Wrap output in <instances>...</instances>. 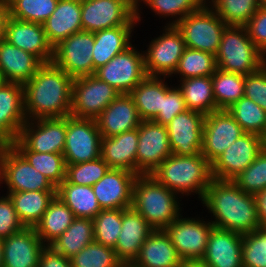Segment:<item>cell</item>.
Masks as SVG:
<instances>
[{"label":"cell","instance_id":"94428289","mask_svg":"<svg viewBox=\"0 0 266 267\" xmlns=\"http://www.w3.org/2000/svg\"><path fill=\"white\" fill-rule=\"evenodd\" d=\"M0 267H3V238L0 237Z\"/></svg>","mask_w":266,"mask_h":267},{"label":"cell","instance_id":"f546056e","mask_svg":"<svg viewBox=\"0 0 266 267\" xmlns=\"http://www.w3.org/2000/svg\"><path fill=\"white\" fill-rule=\"evenodd\" d=\"M182 259L165 230H154L144 241L134 264L138 267H180Z\"/></svg>","mask_w":266,"mask_h":267},{"label":"cell","instance_id":"6da1fadb","mask_svg":"<svg viewBox=\"0 0 266 267\" xmlns=\"http://www.w3.org/2000/svg\"><path fill=\"white\" fill-rule=\"evenodd\" d=\"M202 203L213 214L214 227L245 235L261 227L256 195L247 194L232 180L212 179Z\"/></svg>","mask_w":266,"mask_h":267},{"label":"cell","instance_id":"d6a6232c","mask_svg":"<svg viewBox=\"0 0 266 267\" xmlns=\"http://www.w3.org/2000/svg\"><path fill=\"white\" fill-rule=\"evenodd\" d=\"M60 198L77 218L94 219L102 210L92 186L76 185L66 179L56 188Z\"/></svg>","mask_w":266,"mask_h":267},{"label":"cell","instance_id":"1f68e13d","mask_svg":"<svg viewBox=\"0 0 266 267\" xmlns=\"http://www.w3.org/2000/svg\"><path fill=\"white\" fill-rule=\"evenodd\" d=\"M24 227H35L43 217L56 191H22L7 194Z\"/></svg>","mask_w":266,"mask_h":267},{"label":"cell","instance_id":"603a6c76","mask_svg":"<svg viewBox=\"0 0 266 267\" xmlns=\"http://www.w3.org/2000/svg\"><path fill=\"white\" fill-rule=\"evenodd\" d=\"M45 247L35 227H24L3 238V267H38Z\"/></svg>","mask_w":266,"mask_h":267},{"label":"cell","instance_id":"74e56055","mask_svg":"<svg viewBox=\"0 0 266 267\" xmlns=\"http://www.w3.org/2000/svg\"><path fill=\"white\" fill-rule=\"evenodd\" d=\"M93 241V220L76 217L67 230L50 247L70 259Z\"/></svg>","mask_w":266,"mask_h":267},{"label":"cell","instance_id":"4fadbf2b","mask_svg":"<svg viewBox=\"0 0 266 267\" xmlns=\"http://www.w3.org/2000/svg\"><path fill=\"white\" fill-rule=\"evenodd\" d=\"M101 139L95 119L67 116V132L63 151L65 164H77L99 158Z\"/></svg>","mask_w":266,"mask_h":267},{"label":"cell","instance_id":"4316f807","mask_svg":"<svg viewBox=\"0 0 266 267\" xmlns=\"http://www.w3.org/2000/svg\"><path fill=\"white\" fill-rule=\"evenodd\" d=\"M43 27L53 48L72 34L83 31L81 0H59L55 11L43 23Z\"/></svg>","mask_w":266,"mask_h":267},{"label":"cell","instance_id":"277c9868","mask_svg":"<svg viewBox=\"0 0 266 267\" xmlns=\"http://www.w3.org/2000/svg\"><path fill=\"white\" fill-rule=\"evenodd\" d=\"M175 192L158 183L151 175L134 180L132 207L155 229L164 230L181 216Z\"/></svg>","mask_w":266,"mask_h":267},{"label":"cell","instance_id":"e575fe53","mask_svg":"<svg viewBox=\"0 0 266 267\" xmlns=\"http://www.w3.org/2000/svg\"><path fill=\"white\" fill-rule=\"evenodd\" d=\"M147 76L130 93L142 121H152L163 104V79Z\"/></svg>","mask_w":266,"mask_h":267},{"label":"cell","instance_id":"ba28073f","mask_svg":"<svg viewBox=\"0 0 266 267\" xmlns=\"http://www.w3.org/2000/svg\"><path fill=\"white\" fill-rule=\"evenodd\" d=\"M0 181L8 192L56 191V187L12 146L5 145L0 156Z\"/></svg>","mask_w":266,"mask_h":267},{"label":"cell","instance_id":"7dc6e473","mask_svg":"<svg viewBox=\"0 0 266 267\" xmlns=\"http://www.w3.org/2000/svg\"><path fill=\"white\" fill-rule=\"evenodd\" d=\"M247 194L257 195L266 189V152L262 150L257 158L232 180Z\"/></svg>","mask_w":266,"mask_h":267},{"label":"cell","instance_id":"4dcf8cb0","mask_svg":"<svg viewBox=\"0 0 266 267\" xmlns=\"http://www.w3.org/2000/svg\"><path fill=\"white\" fill-rule=\"evenodd\" d=\"M135 26H116L94 32L95 42L92 51L94 73L107 64L117 54L125 51L132 44L131 33Z\"/></svg>","mask_w":266,"mask_h":267},{"label":"cell","instance_id":"7bdbcfd3","mask_svg":"<svg viewBox=\"0 0 266 267\" xmlns=\"http://www.w3.org/2000/svg\"><path fill=\"white\" fill-rule=\"evenodd\" d=\"M59 0H8L9 16L43 24L55 11Z\"/></svg>","mask_w":266,"mask_h":267},{"label":"cell","instance_id":"836d02e7","mask_svg":"<svg viewBox=\"0 0 266 267\" xmlns=\"http://www.w3.org/2000/svg\"><path fill=\"white\" fill-rule=\"evenodd\" d=\"M75 215L57 196L51 201L40 222L35 226L37 235L50 246L73 223Z\"/></svg>","mask_w":266,"mask_h":267},{"label":"cell","instance_id":"5b68a950","mask_svg":"<svg viewBox=\"0 0 266 267\" xmlns=\"http://www.w3.org/2000/svg\"><path fill=\"white\" fill-rule=\"evenodd\" d=\"M215 57L220 70L244 76L266 64V56L250 40L245 26H226Z\"/></svg>","mask_w":266,"mask_h":267},{"label":"cell","instance_id":"680465c9","mask_svg":"<svg viewBox=\"0 0 266 267\" xmlns=\"http://www.w3.org/2000/svg\"><path fill=\"white\" fill-rule=\"evenodd\" d=\"M180 267H208L202 260H182Z\"/></svg>","mask_w":266,"mask_h":267},{"label":"cell","instance_id":"8d00e7d4","mask_svg":"<svg viewBox=\"0 0 266 267\" xmlns=\"http://www.w3.org/2000/svg\"><path fill=\"white\" fill-rule=\"evenodd\" d=\"M11 145L56 188L66 179V164L63 154L33 152L28 150L18 139Z\"/></svg>","mask_w":266,"mask_h":267},{"label":"cell","instance_id":"be15d7a7","mask_svg":"<svg viewBox=\"0 0 266 267\" xmlns=\"http://www.w3.org/2000/svg\"><path fill=\"white\" fill-rule=\"evenodd\" d=\"M120 267H138L133 262L132 263H121Z\"/></svg>","mask_w":266,"mask_h":267},{"label":"cell","instance_id":"60d3db41","mask_svg":"<svg viewBox=\"0 0 266 267\" xmlns=\"http://www.w3.org/2000/svg\"><path fill=\"white\" fill-rule=\"evenodd\" d=\"M216 69L217 64L214 54L186 47L173 74H180V80H183L212 76Z\"/></svg>","mask_w":266,"mask_h":267},{"label":"cell","instance_id":"db71d44e","mask_svg":"<svg viewBox=\"0 0 266 267\" xmlns=\"http://www.w3.org/2000/svg\"><path fill=\"white\" fill-rule=\"evenodd\" d=\"M245 28L250 40L266 56V8L259 7Z\"/></svg>","mask_w":266,"mask_h":267},{"label":"cell","instance_id":"ab89813d","mask_svg":"<svg viewBox=\"0 0 266 267\" xmlns=\"http://www.w3.org/2000/svg\"><path fill=\"white\" fill-rule=\"evenodd\" d=\"M208 3L227 26H245L260 7L259 0H211Z\"/></svg>","mask_w":266,"mask_h":267},{"label":"cell","instance_id":"11a10c76","mask_svg":"<svg viewBox=\"0 0 266 267\" xmlns=\"http://www.w3.org/2000/svg\"><path fill=\"white\" fill-rule=\"evenodd\" d=\"M38 267H72L71 260L46 246L41 252Z\"/></svg>","mask_w":266,"mask_h":267},{"label":"cell","instance_id":"ac0fdd59","mask_svg":"<svg viewBox=\"0 0 266 267\" xmlns=\"http://www.w3.org/2000/svg\"><path fill=\"white\" fill-rule=\"evenodd\" d=\"M244 133L227 110L213 111L204 118L201 154L212 164Z\"/></svg>","mask_w":266,"mask_h":267},{"label":"cell","instance_id":"cb8c5ba5","mask_svg":"<svg viewBox=\"0 0 266 267\" xmlns=\"http://www.w3.org/2000/svg\"><path fill=\"white\" fill-rule=\"evenodd\" d=\"M155 229L133 207L122 209V226L116 246L117 258L132 263L138 257L144 241Z\"/></svg>","mask_w":266,"mask_h":267},{"label":"cell","instance_id":"bcb514c9","mask_svg":"<svg viewBox=\"0 0 266 267\" xmlns=\"http://www.w3.org/2000/svg\"><path fill=\"white\" fill-rule=\"evenodd\" d=\"M110 169L101 158L77 164L66 165V180L71 184L93 186Z\"/></svg>","mask_w":266,"mask_h":267},{"label":"cell","instance_id":"d4e9b609","mask_svg":"<svg viewBox=\"0 0 266 267\" xmlns=\"http://www.w3.org/2000/svg\"><path fill=\"white\" fill-rule=\"evenodd\" d=\"M242 235L213 227L202 261L208 267H243Z\"/></svg>","mask_w":266,"mask_h":267},{"label":"cell","instance_id":"7a4b0ae2","mask_svg":"<svg viewBox=\"0 0 266 267\" xmlns=\"http://www.w3.org/2000/svg\"><path fill=\"white\" fill-rule=\"evenodd\" d=\"M23 86L27 120L71 115L73 78L52 62L43 64Z\"/></svg>","mask_w":266,"mask_h":267},{"label":"cell","instance_id":"816d5d0a","mask_svg":"<svg viewBox=\"0 0 266 267\" xmlns=\"http://www.w3.org/2000/svg\"><path fill=\"white\" fill-rule=\"evenodd\" d=\"M244 96L266 111V64L245 76Z\"/></svg>","mask_w":266,"mask_h":267},{"label":"cell","instance_id":"44dd1931","mask_svg":"<svg viewBox=\"0 0 266 267\" xmlns=\"http://www.w3.org/2000/svg\"><path fill=\"white\" fill-rule=\"evenodd\" d=\"M26 120L24 86L5 82L0 87V140L11 145Z\"/></svg>","mask_w":266,"mask_h":267},{"label":"cell","instance_id":"8992f818","mask_svg":"<svg viewBox=\"0 0 266 267\" xmlns=\"http://www.w3.org/2000/svg\"><path fill=\"white\" fill-rule=\"evenodd\" d=\"M175 26L182 33L186 47L216 55L227 25L207 3Z\"/></svg>","mask_w":266,"mask_h":267},{"label":"cell","instance_id":"91938a15","mask_svg":"<svg viewBox=\"0 0 266 267\" xmlns=\"http://www.w3.org/2000/svg\"><path fill=\"white\" fill-rule=\"evenodd\" d=\"M132 7H134L136 10H138V8H139V4H140V2L141 1H143L144 2V0H126Z\"/></svg>","mask_w":266,"mask_h":267},{"label":"cell","instance_id":"52a82bcc","mask_svg":"<svg viewBox=\"0 0 266 267\" xmlns=\"http://www.w3.org/2000/svg\"><path fill=\"white\" fill-rule=\"evenodd\" d=\"M136 10L126 0L81 1L83 31L97 32L116 26H134L141 21Z\"/></svg>","mask_w":266,"mask_h":267},{"label":"cell","instance_id":"2e32d148","mask_svg":"<svg viewBox=\"0 0 266 267\" xmlns=\"http://www.w3.org/2000/svg\"><path fill=\"white\" fill-rule=\"evenodd\" d=\"M66 132L67 116L26 120L17 139L33 152L63 154Z\"/></svg>","mask_w":266,"mask_h":267},{"label":"cell","instance_id":"7402d4cb","mask_svg":"<svg viewBox=\"0 0 266 267\" xmlns=\"http://www.w3.org/2000/svg\"><path fill=\"white\" fill-rule=\"evenodd\" d=\"M137 176V174L124 169L110 168L92 186L101 209H126L132 207L133 185Z\"/></svg>","mask_w":266,"mask_h":267},{"label":"cell","instance_id":"e7e4bbea","mask_svg":"<svg viewBox=\"0 0 266 267\" xmlns=\"http://www.w3.org/2000/svg\"><path fill=\"white\" fill-rule=\"evenodd\" d=\"M260 7L266 8V0H259Z\"/></svg>","mask_w":266,"mask_h":267},{"label":"cell","instance_id":"83f0119b","mask_svg":"<svg viewBox=\"0 0 266 267\" xmlns=\"http://www.w3.org/2000/svg\"><path fill=\"white\" fill-rule=\"evenodd\" d=\"M42 65L31 53L13 46L5 39L0 42V72L5 82L24 85Z\"/></svg>","mask_w":266,"mask_h":267},{"label":"cell","instance_id":"6125c7cd","mask_svg":"<svg viewBox=\"0 0 266 267\" xmlns=\"http://www.w3.org/2000/svg\"><path fill=\"white\" fill-rule=\"evenodd\" d=\"M262 148L266 152V132L262 135Z\"/></svg>","mask_w":266,"mask_h":267},{"label":"cell","instance_id":"f6af8a7d","mask_svg":"<svg viewBox=\"0 0 266 267\" xmlns=\"http://www.w3.org/2000/svg\"><path fill=\"white\" fill-rule=\"evenodd\" d=\"M93 220L94 241L115 248L122 226V209L101 210Z\"/></svg>","mask_w":266,"mask_h":267},{"label":"cell","instance_id":"003e7915","mask_svg":"<svg viewBox=\"0 0 266 267\" xmlns=\"http://www.w3.org/2000/svg\"><path fill=\"white\" fill-rule=\"evenodd\" d=\"M5 144L0 140V156Z\"/></svg>","mask_w":266,"mask_h":267},{"label":"cell","instance_id":"3957f363","mask_svg":"<svg viewBox=\"0 0 266 267\" xmlns=\"http://www.w3.org/2000/svg\"><path fill=\"white\" fill-rule=\"evenodd\" d=\"M150 175L176 194L198 193L200 200L213 179L211 164L201 153L193 156L172 154Z\"/></svg>","mask_w":266,"mask_h":267},{"label":"cell","instance_id":"5bb4252c","mask_svg":"<svg viewBox=\"0 0 266 267\" xmlns=\"http://www.w3.org/2000/svg\"><path fill=\"white\" fill-rule=\"evenodd\" d=\"M138 129L136 174L150 175L173 154L166 126L154 121H142Z\"/></svg>","mask_w":266,"mask_h":267},{"label":"cell","instance_id":"f907efd6","mask_svg":"<svg viewBox=\"0 0 266 267\" xmlns=\"http://www.w3.org/2000/svg\"><path fill=\"white\" fill-rule=\"evenodd\" d=\"M163 79V104L162 110L152 120L163 126H167L170 121L179 113L187 110L182 91L177 87L167 86Z\"/></svg>","mask_w":266,"mask_h":267},{"label":"cell","instance_id":"f5cc1de1","mask_svg":"<svg viewBox=\"0 0 266 267\" xmlns=\"http://www.w3.org/2000/svg\"><path fill=\"white\" fill-rule=\"evenodd\" d=\"M23 228L12 201L8 196L0 197V237H9Z\"/></svg>","mask_w":266,"mask_h":267},{"label":"cell","instance_id":"7c38bea8","mask_svg":"<svg viewBox=\"0 0 266 267\" xmlns=\"http://www.w3.org/2000/svg\"><path fill=\"white\" fill-rule=\"evenodd\" d=\"M94 42L93 32L74 33L53 48L52 63L73 79L94 75L92 59Z\"/></svg>","mask_w":266,"mask_h":267},{"label":"cell","instance_id":"d6986e66","mask_svg":"<svg viewBox=\"0 0 266 267\" xmlns=\"http://www.w3.org/2000/svg\"><path fill=\"white\" fill-rule=\"evenodd\" d=\"M205 115L185 110L166 126L173 154L193 156L201 153Z\"/></svg>","mask_w":266,"mask_h":267},{"label":"cell","instance_id":"c3c4849f","mask_svg":"<svg viewBox=\"0 0 266 267\" xmlns=\"http://www.w3.org/2000/svg\"><path fill=\"white\" fill-rule=\"evenodd\" d=\"M243 267H266V228L242 235Z\"/></svg>","mask_w":266,"mask_h":267},{"label":"cell","instance_id":"6f0895ef","mask_svg":"<svg viewBox=\"0 0 266 267\" xmlns=\"http://www.w3.org/2000/svg\"><path fill=\"white\" fill-rule=\"evenodd\" d=\"M9 17L8 0H0V42L5 39V24Z\"/></svg>","mask_w":266,"mask_h":267},{"label":"cell","instance_id":"484cf974","mask_svg":"<svg viewBox=\"0 0 266 267\" xmlns=\"http://www.w3.org/2000/svg\"><path fill=\"white\" fill-rule=\"evenodd\" d=\"M95 120L101 137H112L137 129L142 122L129 94H119Z\"/></svg>","mask_w":266,"mask_h":267},{"label":"cell","instance_id":"ffe728a7","mask_svg":"<svg viewBox=\"0 0 266 267\" xmlns=\"http://www.w3.org/2000/svg\"><path fill=\"white\" fill-rule=\"evenodd\" d=\"M5 40L36 56L43 64L52 62L53 47L46 38L43 24L9 16L5 24Z\"/></svg>","mask_w":266,"mask_h":267},{"label":"cell","instance_id":"f35d334b","mask_svg":"<svg viewBox=\"0 0 266 267\" xmlns=\"http://www.w3.org/2000/svg\"><path fill=\"white\" fill-rule=\"evenodd\" d=\"M218 110H227L244 96L245 76L216 69L211 76Z\"/></svg>","mask_w":266,"mask_h":267},{"label":"cell","instance_id":"03108f58","mask_svg":"<svg viewBox=\"0 0 266 267\" xmlns=\"http://www.w3.org/2000/svg\"><path fill=\"white\" fill-rule=\"evenodd\" d=\"M5 83V79L2 75V73L0 72V87Z\"/></svg>","mask_w":266,"mask_h":267},{"label":"cell","instance_id":"9a60e30c","mask_svg":"<svg viewBox=\"0 0 266 267\" xmlns=\"http://www.w3.org/2000/svg\"><path fill=\"white\" fill-rule=\"evenodd\" d=\"M182 217L179 216L164 230L182 260H202L214 225L203 219Z\"/></svg>","mask_w":266,"mask_h":267},{"label":"cell","instance_id":"8fae6325","mask_svg":"<svg viewBox=\"0 0 266 267\" xmlns=\"http://www.w3.org/2000/svg\"><path fill=\"white\" fill-rule=\"evenodd\" d=\"M164 33L152 39L144 54L145 70L148 76H172L186 49L182 33L175 25H166ZM145 52V53H144Z\"/></svg>","mask_w":266,"mask_h":267},{"label":"cell","instance_id":"681fc988","mask_svg":"<svg viewBox=\"0 0 266 267\" xmlns=\"http://www.w3.org/2000/svg\"><path fill=\"white\" fill-rule=\"evenodd\" d=\"M143 3L148 5L159 17L171 15V18H176L167 25H176L185 16L198 11L205 4L202 0H144Z\"/></svg>","mask_w":266,"mask_h":267},{"label":"cell","instance_id":"e0dca14e","mask_svg":"<svg viewBox=\"0 0 266 267\" xmlns=\"http://www.w3.org/2000/svg\"><path fill=\"white\" fill-rule=\"evenodd\" d=\"M262 150L261 135L244 133L211 164L212 177L218 180H233Z\"/></svg>","mask_w":266,"mask_h":267},{"label":"cell","instance_id":"ee69618b","mask_svg":"<svg viewBox=\"0 0 266 267\" xmlns=\"http://www.w3.org/2000/svg\"><path fill=\"white\" fill-rule=\"evenodd\" d=\"M72 267H120L114 248L91 242L70 258Z\"/></svg>","mask_w":266,"mask_h":267},{"label":"cell","instance_id":"9f6ffc18","mask_svg":"<svg viewBox=\"0 0 266 267\" xmlns=\"http://www.w3.org/2000/svg\"><path fill=\"white\" fill-rule=\"evenodd\" d=\"M256 199L260 225L266 228V189L258 193Z\"/></svg>","mask_w":266,"mask_h":267},{"label":"cell","instance_id":"9c48e42d","mask_svg":"<svg viewBox=\"0 0 266 267\" xmlns=\"http://www.w3.org/2000/svg\"><path fill=\"white\" fill-rule=\"evenodd\" d=\"M94 75L99 80L107 82L120 94H129L148 76L145 70L144 54L131 45L107 64L96 69Z\"/></svg>","mask_w":266,"mask_h":267},{"label":"cell","instance_id":"b9f144b4","mask_svg":"<svg viewBox=\"0 0 266 267\" xmlns=\"http://www.w3.org/2000/svg\"><path fill=\"white\" fill-rule=\"evenodd\" d=\"M227 111L246 133L264 134L266 111L251 99L243 96Z\"/></svg>","mask_w":266,"mask_h":267},{"label":"cell","instance_id":"f1b7e54d","mask_svg":"<svg viewBox=\"0 0 266 267\" xmlns=\"http://www.w3.org/2000/svg\"><path fill=\"white\" fill-rule=\"evenodd\" d=\"M138 129L102 137L100 157L110 168L124 169L136 174Z\"/></svg>","mask_w":266,"mask_h":267},{"label":"cell","instance_id":"d590c367","mask_svg":"<svg viewBox=\"0 0 266 267\" xmlns=\"http://www.w3.org/2000/svg\"><path fill=\"white\" fill-rule=\"evenodd\" d=\"M178 88L182 91L187 109L204 115L218 110L214 99L211 76L180 80Z\"/></svg>","mask_w":266,"mask_h":267},{"label":"cell","instance_id":"30bf717a","mask_svg":"<svg viewBox=\"0 0 266 267\" xmlns=\"http://www.w3.org/2000/svg\"><path fill=\"white\" fill-rule=\"evenodd\" d=\"M119 94L116 89L95 75L74 78L71 116L96 119Z\"/></svg>","mask_w":266,"mask_h":267}]
</instances>
